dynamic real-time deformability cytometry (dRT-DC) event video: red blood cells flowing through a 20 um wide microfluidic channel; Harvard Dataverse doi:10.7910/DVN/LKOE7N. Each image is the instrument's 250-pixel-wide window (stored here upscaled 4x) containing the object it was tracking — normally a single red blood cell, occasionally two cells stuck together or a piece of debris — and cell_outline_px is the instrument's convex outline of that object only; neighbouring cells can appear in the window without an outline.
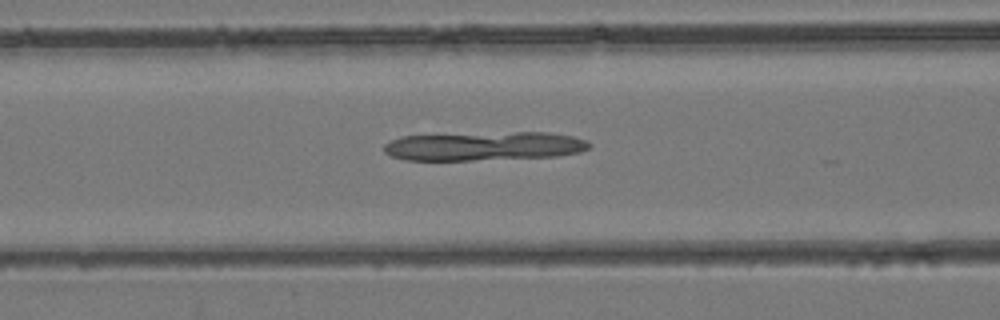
{"species": "common noctule bat (a hibernating species)", "species_latin": "Nyctalus noctula", "temperature_condition": "room temperature", "stored_images_in_passage": 26, "camera_frame_rate_fps": 3000, "um_per_image_px": 0.085, "animal": {"sex": "female", "body_mass_g": 24.6, "forearm_length_mm": 56.2}, "frame": {"image": 1, "passage_image": 13, "time_ms": 4.0, "image_size_px": [1000, 320], "cell_outline_px": [[592, 144], [588, 148], [580, 152], [556, 156], [472, 160], [404, 160], [392, 156], [384, 152], [384, 144], [400, 136], [516, 132], [548, 132], [572, 136], [588, 140]], "centroid_in_image_um": [41.17, 12.42], "position_along_channel_um": 125.4, "area_um2": 34.39}}
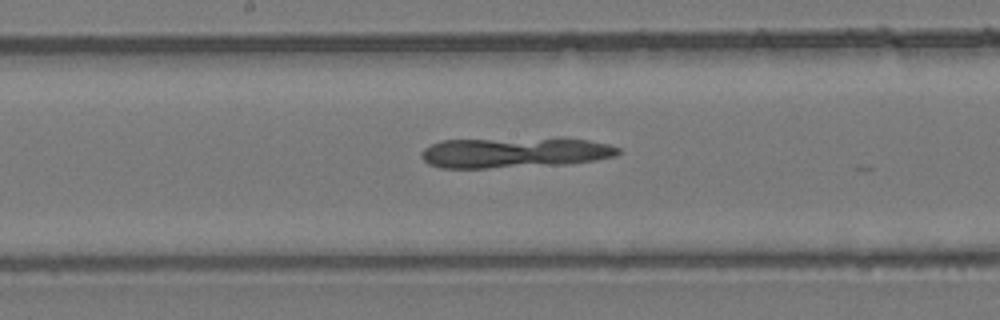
{"frame": {"image": 2, "passage_image": 18, "time_ms": 5.667, "image_size_px": [1000, 320], "cell_outline_px": [[620, 152], [616, 156], [596, 160], [568, 164], [488, 168], [440, 168], [428, 164], [420, 156], [420, 152], [424, 148], [440, 140], [560, 136], [588, 140], [608, 144], [620, 148]], "centroid_in_image_um": [43.76, 12.94], "position_along_channel_um": 204.4, "area_um2": 36.18}}
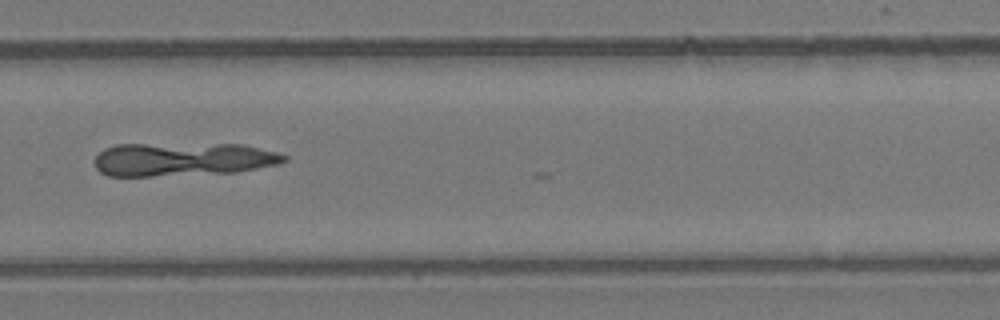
{"frame": {"image": 3, "passage_image": 25, "time_ms": 8.0, "image_size_px": [1000, 320], "cell_outline_px": [[288, 160], [280, 164], [236, 172], [152, 176], [108, 176], [100, 172], [96, 168], [96, 156], [104, 148], [116, 144], [240, 144], [276, 152], [288, 156]], "centroid_in_image_um": [15.54, 13.54], "position_along_channel_um": 314.3, "area_um2": 36.99}}